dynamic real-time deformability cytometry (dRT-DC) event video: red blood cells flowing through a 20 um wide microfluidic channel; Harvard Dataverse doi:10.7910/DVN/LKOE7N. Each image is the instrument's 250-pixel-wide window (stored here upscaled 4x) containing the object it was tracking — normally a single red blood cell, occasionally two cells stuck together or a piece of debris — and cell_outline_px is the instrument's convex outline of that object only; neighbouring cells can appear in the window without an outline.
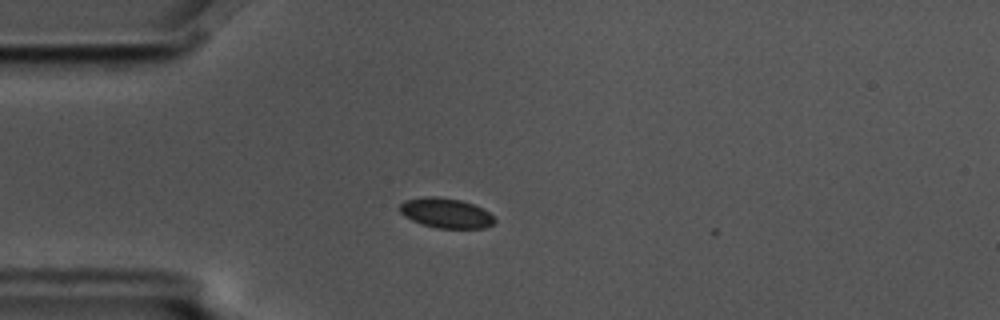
{"species": "common noctule bat (a hibernating species)", "species_latin": "Nyctalus noctula", "temperature_condition": "cold", "stored_images_in_passage": 44, "camera_frame_rate_fps": 3000, "um_per_image_px": 0.085, "animal": {"sex": "male", "body_mass_g": 17.5, "forearm_length_mm": 52.3}, "frame": {"image": 1, "passage_image": 2, "time_ms": 0.333, "image_size_px": [1000, 320], "cell_outline_px": [[496, 220], [492, 224], [484, 228], [436, 228], [420, 224], [404, 216], [400, 212], [400, 204], [404, 200], [424, 196], [436, 196], [460, 200], [472, 204], [488, 212]], "centroid_in_image_um": [37.86, 18.11], "position_along_channel_um": 47.1, "area_um2": 16.47}}
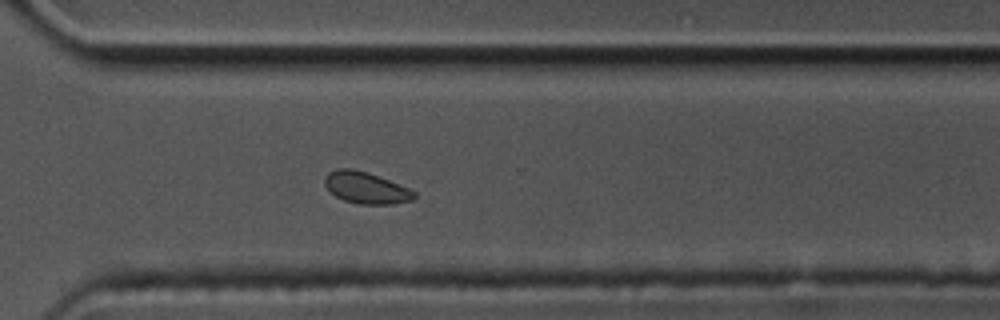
{"frame": {"image": 2, "passage_image": 28, "time_ms": 9.0, "image_size_px": [1000, 320], "cell_outline_px": [[416, 196], [412, 200], [392, 204], [360, 204], [344, 200], [336, 196], [324, 184], [324, 176], [328, 172], [336, 168], [352, 168], [368, 172], [408, 188], [416, 192]], "centroid_in_image_um": [31.09, 15.95], "position_along_channel_um": 339.5, "area_um2": 16.42}}
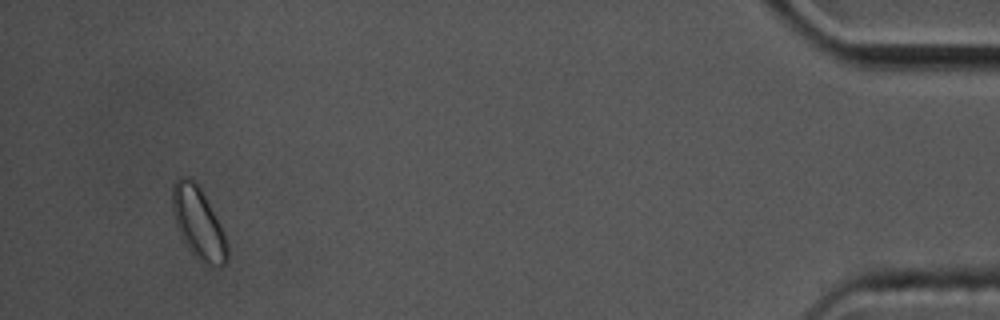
{"frame": {"image": 3, "passage_image": 41, "time_ms": 13.333, "image_size_px": [1000, 320], "cell_outline_px": [[228, 260], [220, 268], [196, 256], [192, 252], [180, 236], [172, 212], [172, 188], [176, 180], [180, 176], [188, 176], [200, 188], [220, 224], [224, 232], [228, 244]], "centroid_in_image_um": [16.86, 18.94], "position_along_channel_um": 418.3, "area_um2": 22.48}, "authors_computed_cell_mechanics": {"area_um2": 16.5886, "velocity_mm_per_s": 3.5371, "shape_relaxation_time_tau1_ms": null, "shape_relaxation_time_tau2_ms": 3.4565, "deformation_change_tau1": null, "deformation_change_tau2": 0.0588}}